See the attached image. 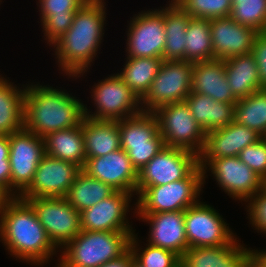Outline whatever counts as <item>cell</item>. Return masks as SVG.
<instances>
[{"mask_svg":"<svg viewBox=\"0 0 266 267\" xmlns=\"http://www.w3.org/2000/svg\"><path fill=\"white\" fill-rule=\"evenodd\" d=\"M105 3L104 0L85 3L77 10L70 28L50 46L63 76L75 80L83 77L100 53L107 21Z\"/></svg>","mask_w":266,"mask_h":267,"instance_id":"1","label":"cell"},{"mask_svg":"<svg viewBox=\"0 0 266 267\" xmlns=\"http://www.w3.org/2000/svg\"><path fill=\"white\" fill-rule=\"evenodd\" d=\"M0 241L11 257L35 267L46 265L60 252L48 238L32 205L20 197H11L0 212Z\"/></svg>","mask_w":266,"mask_h":267,"instance_id":"2","label":"cell"},{"mask_svg":"<svg viewBox=\"0 0 266 267\" xmlns=\"http://www.w3.org/2000/svg\"><path fill=\"white\" fill-rule=\"evenodd\" d=\"M24 94V129L39 137L78 126L84 103L67 90L27 82ZM78 98V99H77Z\"/></svg>","mask_w":266,"mask_h":267,"instance_id":"3","label":"cell"},{"mask_svg":"<svg viewBox=\"0 0 266 267\" xmlns=\"http://www.w3.org/2000/svg\"><path fill=\"white\" fill-rule=\"evenodd\" d=\"M133 233L81 230L60 250L55 267H99L125 254Z\"/></svg>","mask_w":266,"mask_h":267,"instance_id":"4","label":"cell"},{"mask_svg":"<svg viewBox=\"0 0 266 267\" xmlns=\"http://www.w3.org/2000/svg\"><path fill=\"white\" fill-rule=\"evenodd\" d=\"M203 170L199 165L184 179L161 186L136 187L137 214L185 211L202 195ZM200 198V199H198Z\"/></svg>","mask_w":266,"mask_h":267,"instance_id":"5","label":"cell"},{"mask_svg":"<svg viewBox=\"0 0 266 267\" xmlns=\"http://www.w3.org/2000/svg\"><path fill=\"white\" fill-rule=\"evenodd\" d=\"M91 101L94 112L84 104V117L95 120L119 121L142 112L141 100L116 73L94 83Z\"/></svg>","mask_w":266,"mask_h":267,"instance_id":"6","label":"cell"},{"mask_svg":"<svg viewBox=\"0 0 266 267\" xmlns=\"http://www.w3.org/2000/svg\"><path fill=\"white\" fill-rule=\"evenodd\" d=\"M153 113L165 146L183 148L197 155L202 152L206 133L193 118L186 101L161 105Z\"/></svg>","mask_w":266,"mask_h":267,"instance_id":"7","label":"cell"},{"mask_svg":"<svg viewBox=\"0 0 266 267\" xmlns=\"http://www.w3.org/2000/svg\"><path fill=\"white\" fill-rule=\"evenodd\" d=\"M193 63L163 60L150 89L141 99V108L153 112L161 105L185 101L192 90Z\"/></svg>","mask_w":266,"mask_h":267,"instance_id":"8","label":"cell"},{"mask_svg":"<svg viewBox=\"0 0 266 267\" xmlns=\"http://www.w3.org/2000/svg\"><path fill=\"white\" fill-rule=\"evenodd\" d=\"M27 201L58 251L81 232L80 212L65 197H37Z\"/></svg>","mask_w":266,"mask_h":267,"instance_id":"9","label":"cell"},{"mask_svg":"<svg viewBox=\"0 0 266 267\" xmlns=\"http://www.w3.org/2000/svg\"><path fill=\"white\" fill-rule=\"evenodd\" d=\"M184 223L189 248L227 245L237 237L219 211L203 201L184 211Z\"/></svg>","mask_w":266,"mask_h":267,"instance_id":"10","label":"cell"},{"mask_svg":"<svg viewBox=\"0 0 266 267\" xmlns=\"http://www.w3.org/2000/svg\"><path fill=\"white\" fill-rule=\"evenodd\" d=\"M203 184L211 172L217 185L232 200L246 202L263 189L264 180L250 169L238 156L212 159L203 169Z\"/></svg>","mask_w":266,"mask_h":267,"instance_id":"11","label":"cell"},{"mask_svg":"<svg viewBox=\"0 0 266 267\" xmlns=\"http://www.w3.org/2000/svg\"><path fill=\"white\" fill-rule=\"evenodd\" d=\"M11 197H19L31 184L39 162L45 155L44 140L22 129L9 135Z\"/></svg>","mask_w":266,"mask_h":267,"instance_id":"12","label":"cell"},{"mask_svg":"<svg viewBox=\"0 0 266 267\" xmlns=\"http://www.w3.org/2000/svg\"><path fill=\"white\" fill-rule=\"evenodd\" d=\"M152 9L138 12L128 21L125 57L162 58L166 43L164 14L159 8Z\"/></svg>","mask_w":266,"mask_h":267,"instance_id":"13","label":"cell"},{"mask_svg":"<svg viewBox=\"0 0 266 267\" xmlns=\"http://www.w3.org/2000/svg\"><path fill=\"white\" fill-rule=\"evenodd\" d=\"M198 165L199 158L195 152L164 146L138 171L137 187L161 186L182 180Z\"/></svg>","mask_w":266,"mask_h":267,"instance_id":"14","label":"cell"},{"mask_svg":"<svg viewBox=\"0 0 266 267\" xmlns=\"http://www.w3.org/2000/svg\"><path fill=\"white\" fill-rule=\"evenodd\" d=\"M132 193L115 191L96 205L80 212L82 231L135 232L129 222L128 212L135 216L136 208H130Z\"/></svg>","mask_w":266,"mask_h":267,"instance_id":"15","label":"cell"},{"mask_svg":"<svg viewBox=\"0 0 266 267\" xmlns=\"http://www.w3.org/2000/svg\"><path fill=\"white\" fill-rule=\"evenodd\" d=\"M82 169L76 164L44 155L30 186L19 196L27 200L37 197H65Z\"/></svg>","mask_w":266,"mask_h":267,"instance_id":"16","label":"cell"},{"mask_svg":"<svg viewBox=\"0 0 266 267\" xmlns=\"http://www.w3.org/2000/svg\"><path fill=\"white\" fill-rule=\"evenodd\" d=\"M89 176L108 184L116 191L136 195L138 171L122 148L105 156L86 158L82 169Z\"/></svg>","mask_w":266,"mask_h":267,"instance_id":"17","label":"cell"},{"mask_svg":"<svg viewBox=\"0 0 266 267\" xmlns=\"http://www.w3.org/2000/svg\"><path fill=\"white\" fill-rule=\"evenodd\" d=\"M263 138L256 131L233 121L227 126L206 133L205 144L198 155L202 169L212 160L239 156V153Z\"/></svg>","mask_w":266,"mask_h":267,"instance_id":"18","label":"cell"},{"mask_svg":"<svg viewBox=\"0 0 266 267\" xmlns=\"http://www.w3.org/2000/svg\"><path fill=\"white\" fill-rule=\"evenodd\" d=\"M135 218L149 225V234L146 238L149 245L170 250L180 258L189 249L184 211L136 214Z\"/></svg>","mask_w":266,"mask_h":267,"instance_id":"19","label":"cell"},{"mask_svg":"<svg viewBox=\"0 0 266 267\" xmlns=\"http://www.w3.org/2000/svg\"><path fill=\"white\" fill-rule=\"evenodd\" d=\"M214 59L226 60L252 52L258 32L235 22L230 16L210 19Z\"/></svg>","mask_w":266,"mask_h":267,"instance_id":"20","label":"cell"},{"mask_svg":"<svg viewBox=\"0 0 266 267\" xmlns=\"http://www.w3.org/2000/svg\"><path fill=\"white\" fill-rule=\"evenodd\" d=\"M244 246L237 236L227 245L189 248L180 267H251L252 248Z\"/></svg>","mask_w":266,"mask_h":267,"instance_id":"21","label":"cell"},{"mask_svg":"<svg viewBox=\"0 0 266 267\" xmlns=\"http://www.w3.org/2000/svg\"><path fill=\"white\" fill-rule=\"evenodd\" d=\"M191 92L210 96L219 102L232 104L237 102L226 80L225 63L221 59L193 63Z\"/></svg>","mask_w":266,"mask_h":267,"instance_id":"22","label":"cell"},{"mask_svg":"<svg viewBox=\"0 0 266 267\" xmlns=\"http://www.w3.org/2000/svg\"><path fill=\"white\" fill-rule=\"evenodd\" d=\"M185 101L193 118L205 133L221 129L234 121L235 104L219 102L195 92H191Z\"/></svg>","mask_w":266,"mask_h":267,"instance_id":"23","label":"cell"},{"mask_svg":"<svg viewBox=\"0 0 266 267\" xmlns=\"http://www.w3.org/2000/svg\"><path fill=\"white\" fill-rule=\"evenodd\" d=\"M45 154L76 164L81 169L86 163L83 119L75 127L52 132L43 137Z\"/></svg>","mask_w":266,"mask_h":267,"instance_id":"24","label":"cell"},{"mask_svg":"<svg viewBox=\"0 0 266 267\" xmlns=\"http://www.w3.org/2000/svg\"><path fill=\"white\" fill-rule=\"evenodd\" d=\"M167 3L159 9L164 14L166 37L162 59L185 61L186 29L192 17L173 0Z\"/></svg>","mask_w":266,"mask_h":267,"instance_id":"25","label":"cell"},{"mask_svg":"<svg viewBox=\"0 0 266 267\" xmlns=\"http://www.w3.org/2000/svg\"><path fill=\"white\" fill-rule=\"evenodd\" d=\"M22 87L0 74V135H11L24 129L26 84Z\"/></svg>","mask_w":266,"mask_h":267,"instance_id":"26","label":"cell"},{"mask_svg":"<svg viewBox=\"0 0 266 267\" xmlns=\"http://www.w3.org/2000/svg\"><path fill=\"white\" fill-rule=\"evenodd\" d=\"M86 158L105 156L120 149L119 121L83 118Z\"/></svg>","mask_w":266,"mask_h":267,"instance_id":"27","label":"cell"},{"mask_svg":"<svg viewBox=\"0 0 266 267\" xmlns=\"http://www.w3.org/2000/svg\"><path fill=\"white\" fill-rule=\"evenodd\" d=\"M226 80L238 100L261 89L258 65L252 53L224 60Z\"/></svg>","mask_w":266,"mask_h":267,"instance_id":"28","label":"cell"},{"mask_svg":"<svg viewBox=\"0 0 266 267\" xmlns=\"http://www.w3.org/2000/svg\"><path fill=\"white\" fill-rule=\"evenodd\" d=\"M124 68L117 72L125 84L141 100L158 74L162 58L126 57Z\"/></svg>","mask_w":266,"mask_h":267,"instance_id":"29","label":"cell"},{"mask_svg":"<svg viewBox=\"0 0 266 267\" xmlns=\"http://www.w3.org/2000/svg\"><path fill=\"white\" fill-rule=\"evenodd\" d=\"M115 191L108 184L81 170L65 198L76 210L81 212L111 196Z\"/></svg>","mask_w":266,"mask_h":267,"instance_id":"30","label":"cell"},{"mask_svg":"<svg viewBox=\"0 0 266 267\" xmlns=\"http://www.w3.org/2000/svg\"><path fill=\"white\" fill-rule=\"evenodd\" d=\"M120 147L147 144L159 134L158 120L153 112L142 111L119 120Z\"/></svg>","mask_w":266,"mask_h":267,"instance_id":"31","label":"cell"},{"mask_svg":"<svg viewBox=\"0 0 266 267\" xmlns=\"http://www.w3.org/2000/svg\"><path fill=\"white\" fill-rule=\"evenodd\" d=\"M185 61L200 62L214 59L210 20L191 18L186 29Z\"/></svg>","mask_w":266,"mask_h":267,"instance_id":"32","label":"cell"},{"mask_svg":"<svg viewBox=\"0 0 266 267\" xmlns=\"http://www.w3.org/2000/svg\"><path fill=\"white\" fill-rule=\"evenodd\" d=\"M234 121L264 136L266 133V88L237 100Z\"/></svg>","mask_w":266,"mask_h":267,"instance_id":"33","label":"cell"},{"mask_svg":"<svg viewBox=\"0 0 266 267\" xmlns=\"http://www.w3.org/2000/svg\"><path fill=\"white\" fill-rule=\"evenodd\" d=\"M135 232L131 236L130 250L134 259L143 267H180L181 258L174 252L145 243L143 247L141 240ZM141 241V242H140ZM143 247V248H142ZM142 249V250H141Z\"/></svg>","mask_w":266,"mask_h":267,"instance_id":"34","label":"cell"},{"mask_svg":"<svg viewBox=\"0 0 266 267\" xmlns=\"http://www.w3.org/2000/svg\"><path fill=\"white\" fill-rule=\"evenodd\" d=\"M230 17L258 33L262 32L266 25V0H232Z\"/></svg>","mask_w":266,"mask_h":267,"instance_id":"35","label":"cell"},{"mask_svg":"<svg viewBox=\"0 0 266 267\" xmlns=\"http://www.w3.org/2000/svg\"><path fill=\"white\" fill-rule=\"evenodd\" d=\"M193 18L217 19L229 17L232 0H173Z\"/></svg>","mask_w":266,"mask_h":267,"instance_id":"36","label":"cell"},{"mask_svg":"<svg viewBox=\"0 0 266 267\" xmlns=\"http://www.w3.org/2000/svg\"><path fill=\"white\" fill-rule=\"evenodd\" d=\"M76 13L66 15H41L40 22L44 39L49 46L58 40L72 25Z\"/></svg>","mask_w":266,"mask_h":267,"instance_id":"37","label":"cell"},{"mask_svg":"<svg viewBox=\"0 0 266 267\" xmlns=\"http://www.w3.org/2000/svg\"><path fill=\"white\" fill-rule=\"evenodd\" d=\"M164 140L159 133L147 144L130 145L125 151L130 158L132 165L137 171L143 168L163 147Z\"/></svg>","mask_w":266,"mask_h":267,"instance_id":"38","label":"cell"},{"mask_svg":"<svg viewBox=\"0 0 266 267\" xmlns=\"http://www.w3.org/2000/svg\"><path fill=\"white\" fill-rule=\"evenodd\" d=\"M239 159L263 180L266 179V140L247 146L239 153Z\"/></svg>","mask_w":266,"mask_h":267,"instance_id":"39","label":"cell"},{"mask_svg":"<svg viewBox=\"0 0 266 267\" xmlns=\"http://www.w3.org/2000/svg\"><path fill=\"white\" fill-rule=\"evenodd\" d=\"M245 204L249 225L266 236V191L262 189Z\"/></svg>","mask_w":266,"mask_h":267,"instance_id":"40","label":"cell"},{"mask_svg":"<svg viewBox=\"0 0 266 267\" xmlns=\"http://www.w3.org/2000/svg\"><path fill=\"white\" fill-rule=\"evenodd\" d=\"M39 15L76 13L89 0H37Z\"/></svg>","mask_w":266,"mask_h":267,"instance_id":"41","label":"cell"},{"mask_svg":"<svg viewBox=\"0 0 266 267\" xmlns=\"http://www.w3.org/2000/svg\"><path fill=\"white\" fill-rule=\"evenodd\" d=\"M251 53L258 65L261 89L266 88V32L262 31L256 35Z\"/></svg>","mask_w":266,"mask_h":267,"instance_id":"42","label":"cell"},{"mask_svg":"<svg viewBox=\"0 0 266 267\" xmlns=\"http://www.w3.org/2000/svg\"><path fill=\"white\" fill-rule=\"evenodd\" d=\"M0 187L11 196V167L9 159L0 160Z\"/></svg>","mask_w":266,"mask_h":267,"instance_id":"43","label":"cell"},{"mask_svg":"<svg viewBox=\"0 0 266 267\" xmlns=\"http://www.w3.org/2000/svg\"><path fill=\"white\" fill-rule=\"evenodd\" d=\"M132 251L129 249L125 254L115 260H111L99 267H131Z\"/></svg>","mask_w":266,"mask_h":267,"instance_id":"44","label":"cell"},{"mask_svg":"<svg viewBox=\"0 0 266 267\" xmlns=\"http://www.w3.org/2000/svg\"><path fill=\"white\" fill-rule=\"evenodd\" d=\"M251 267H266V249L251 250Z\"/></svg>","mask_w":266,"mask_h":267,"instance_id":"45","label":"cell"},{"mask_svg":"<svg viewBox=\"0 0 266 267\" xmlns=\"http://www.w3.org/2000/svg\"><path fill=\"white\" fill-rule=\"evenodd\" d=\"M10 154L9 135H0V160L8 159Z\"/></svg>","mask_w":266,"mask_h":267,"instance_id":"46","label":"cell"},{"mask_svg":"<svg viewBox=\"0 0 266 267\" xmlns=\"http://www.w3.org/2000/svg\"><path fill=\"white\" fill-rule=\"evenodd\" d=\"M10 198L11 196L2 187H0V212Z\"/></svg>","mask_w":266,"mask_h":267,"instance_id":"47","label":"cell"},{"mask_svg":"<svg viewBox=\"0 0 266 267\" xmlns=\"http://www.w3.org/2000/svg\"><path fill=\"white\" fill-rule=\"evenodd\" d=\"M131 267H143L141 266L135 259L132 253V263H131Z\"/></svg>","mask_w":266,"mask_h":267,"instance_id":"48","label":"cell"},{"mask_svg":"<svg viewBox=\"0 0 266 267\" xmlns=\"http://www.w3.org/2000/svg\"><path fill=\"white\" fill-rule=\"evenodd\" d=\"M263 189L266 191V179L264 180V186Z\"/></svg>","mask_w":266,"mask_h":267,"instance_id":"49","label":"cell"}]
</instances>
